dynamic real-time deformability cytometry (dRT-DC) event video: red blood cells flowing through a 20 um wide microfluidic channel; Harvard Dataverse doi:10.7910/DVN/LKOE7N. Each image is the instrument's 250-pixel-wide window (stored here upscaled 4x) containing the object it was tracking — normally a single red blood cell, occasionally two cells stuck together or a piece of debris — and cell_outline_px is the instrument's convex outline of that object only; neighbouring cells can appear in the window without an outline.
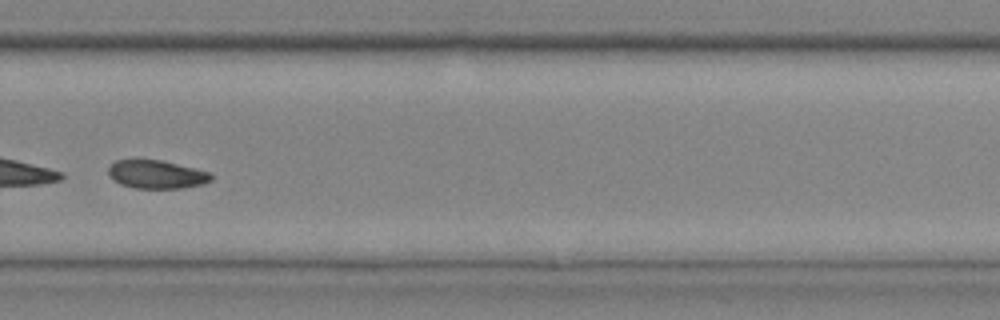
{"species": "common noctule bat (a hibernating species)", "species_latin": "Nyctalus noctula", "temperature_condition": "cold", "stored_images_in_passage": 34, "camera_frame_rate_fps": 3000, "um_per_image_px": 0.085, "animal": {"sex": "male", "body_mass_g": 20.4}, "frame": {"image": 1, "passage_image": 25, "time_ms": 8.0, "image_size_px": [1000, 320], "cell_outline_px": [[212, 180], [204, 184], [180, 188], [132, 188], [120, 184], [108, 176], [108, 164], [116, 160], [132, 156], [136, 156], [160, 160], [208, 172], [212, 176]], "centroid_in_image_um": [13.18, 14.78], "position_along_channel_um": 316.6, "area_um2": 17.57}}